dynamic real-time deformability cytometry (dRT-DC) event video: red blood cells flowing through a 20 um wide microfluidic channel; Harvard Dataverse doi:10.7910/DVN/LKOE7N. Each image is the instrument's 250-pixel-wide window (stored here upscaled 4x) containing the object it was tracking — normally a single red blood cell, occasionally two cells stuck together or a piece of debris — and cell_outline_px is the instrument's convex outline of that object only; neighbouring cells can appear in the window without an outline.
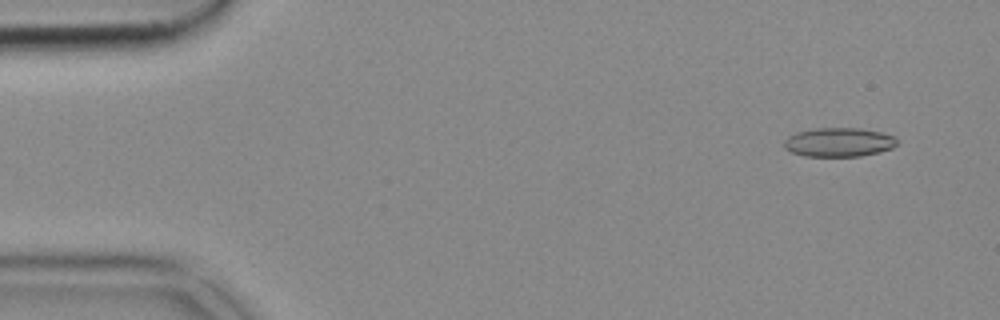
{"species": "common noctule bat (a hibernating species)", "species_latin": "Nyctalus noctula", "temperature_condition": "cold", "stored_images_in_passage": 53, "camera_frame_rate_fps": 3000, "um_per_image_px": 0.085, "animal": {"sex": "female", "body_mass_g": 18.4}, "frame": {"image": 1, "passage_image": 4, "time_ms": 1.0, "image_size_px": [1000, 320], "cell_outline_px": [[896, 144], [892, 148], [880, 152], [860, 156], [804, 156], [792, 152], [784, 148], [784, 140], [788, 136], [796, 132], [816, 128], [860, 128], [880, 132], [892, 136], [896, 140]], "centroid_in_image_um": [71.27, 12.09], "position_along_channel_um": 13.7, "area_um2": 19.02}}
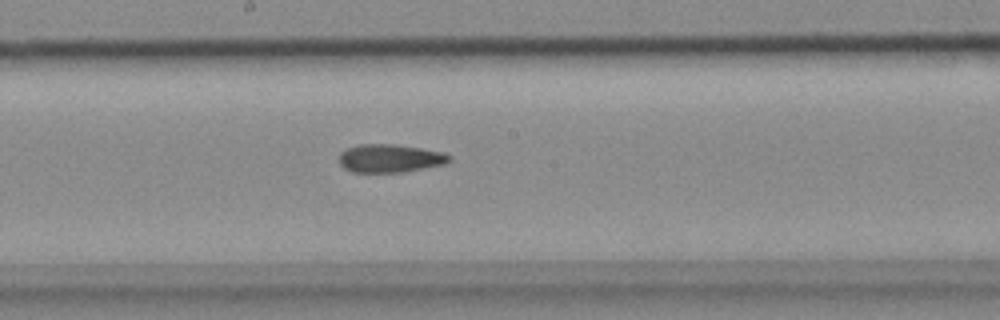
{"frame": {"image": 2, "passage_image": 28, "time_ms": 9.0, "image_size_px": [1000, 320], "cell_outline_px": [[452, 160], [444, 164], [404, 172], [352, 172], [344, 168], [340, 164], [340, 152], [344, 148], [360, 144], [396, 144], [444, 152], [452, 156]], "centroid_in_image_um": [33.15, 13.45], "position_along_channel_um": 215.0, "area_um2": 18.26}}
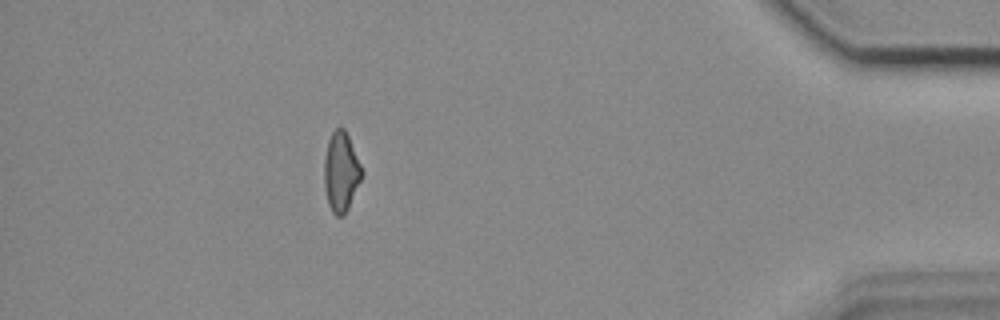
{"frame": {"image": 3, "passage_image": 47, "time_ms": 15.333, "image_size_px": [1000, 320], "cell_outline_px": [[364, 172], [348, 208], [344, 216], [336, 216], [332, 212], [328, 204], [324, 188], [324, 160], [328, 140], [332, 132], [336, 128], [344, 128], [348, 136]], "centroid_in_image_um": [28.98, 14.63], "position_along_channel_um": 406.2, "area_um2": 17.4}}